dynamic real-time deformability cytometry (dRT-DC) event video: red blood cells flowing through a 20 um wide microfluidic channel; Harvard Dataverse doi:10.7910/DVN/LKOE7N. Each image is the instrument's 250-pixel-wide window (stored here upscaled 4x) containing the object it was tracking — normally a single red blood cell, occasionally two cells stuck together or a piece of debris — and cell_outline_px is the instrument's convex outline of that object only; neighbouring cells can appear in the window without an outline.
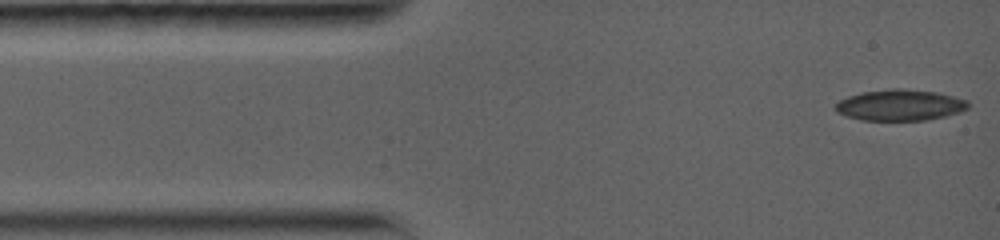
{"species": "common noctule bat (a hibernating species)", "species_latin": "Nyctalus noctula", "temperature_condition": "warm", "stored_images_in_passage": 85, "camera_frame_rate_fps": 5000, "um_per_image_px": 0.085, "animal": {"sex": "female", "body_mass_g": 19.0, "forearm_length_mm": 56.7}, "frame": {"image": 1, "passage_image": 1, "time_ms": 0.0, "image_size_px": [1000, 240], "cell_outline_px": [[968, 108], [960, 112], [944, 116], [924, 120], [860, 120], [836, 112], [832, 108], [840, 100], [848, 96], [860, 92], [888, 88], [904, 88], [936, 92], [968, 100]], "centroid_in_image_um": [76.46, 8.92], "position_along_channel_um": 8.5, "area_um2": 24.16}}
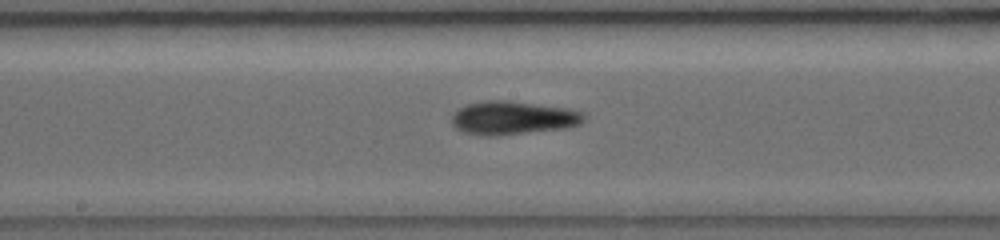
{"frame": {"image": 2, "passage_image": 36, "time_ms": 7.0, "image_size_px": [1000, 240], "cell_outline_px": [[584, 120], [580, 124], [568, 128], [496, 136], [488, 136], [464, 132], [456, 128], [452, 124], [452, 112], [464, 104], [480, 100], [508, 100], [568, 108], [584, 112]], "centroid_in_image_um": [43.57, 10.01], "position_along_channel_um": 204.6, "area_um2": 26.18}}
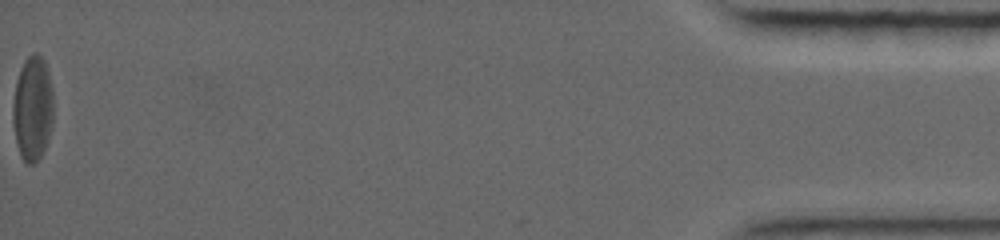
{"frame": {"image": 3, "passage_image": 85, "time_ms": 16.8, "image_size_px": [1000, 240], "cell_outline_px": [[52, 124], [44, 148], [36, 164], [28, 164], [20, 156], [12, 124], [12, 104], [16, 80], [20, 68], [24, 60], [32, 52], [36, 52], [44, 60], [48, 68], [52, 88]], "centroid_in_image_um": [2.75, 9.18], "position_along_channel_um": 432.5, "area_um2": 24.97}, "authors_computed_cell_mechanics": {"area_um2": 23.8714, "velocity_mm_per_s": 3.7887, "shape_relaxation_time_tau1_ms": 2.7959, "shape_relaxation_time_tau2_ms": 6.2083, "deformation_change_tau1": 0.0809, "deformation_change_tau2": 0.1683}}